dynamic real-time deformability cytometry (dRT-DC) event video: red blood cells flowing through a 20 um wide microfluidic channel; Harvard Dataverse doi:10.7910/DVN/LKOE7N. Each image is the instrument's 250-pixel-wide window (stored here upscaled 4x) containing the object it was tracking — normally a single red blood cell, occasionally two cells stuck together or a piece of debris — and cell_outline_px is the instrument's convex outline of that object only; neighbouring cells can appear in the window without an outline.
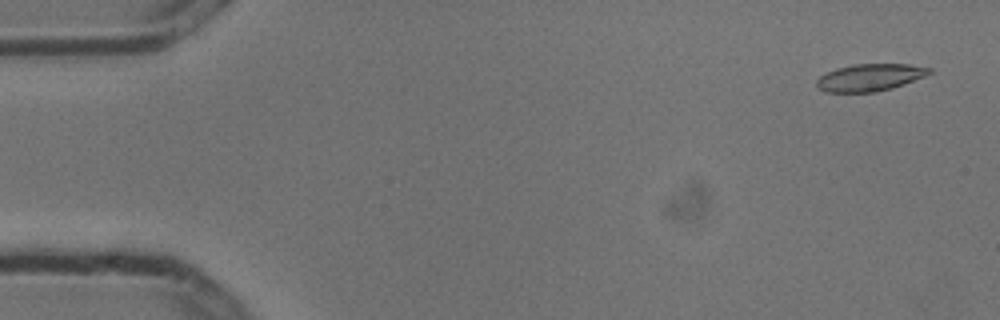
{"species": "common noctule bat (a hibernating species)", "species_latin": "Nyctalus noctula", "temperature_condition": "cold", "stored_images_in_passage": 9, "camera_frame_rate_fps": 3000, "um_per_image_px": 0.085, "animal": {"sex": "male", "body_mass_g": 13.3}, "frame": {"image": 1, "passage_image": 1, "time_ms": 0.0, "image_size_px": [1000, 320], "cell_outline_px": [[932, 72], [924, 76], [904, 84], [892, 88], [876, 92], [828, 92], [820, 88], [816, 84], [816, 80], [820, 76], [836, 68], [856, 64], [908, 64], [932, 68]], "centroid_in_image_um": [73.96, 6.58], "position_along_channel_um": 11.0, "area_um2": 17.69}}
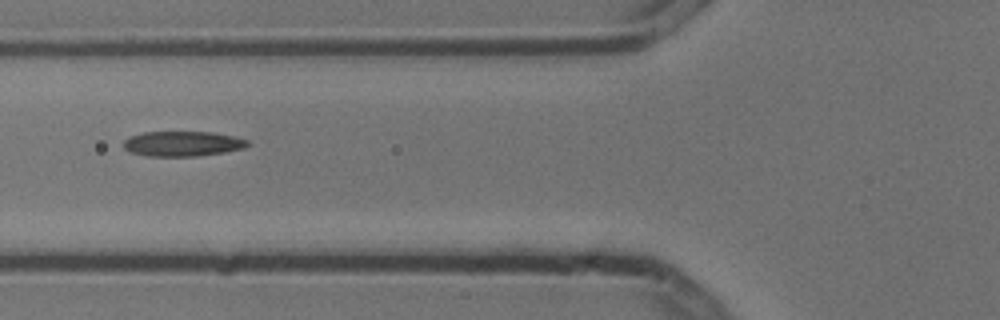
{"frame": {"image": 2, "passage_image": 6, "time_ms": 1.667, "image_size_px": [1000, 320], "cell_outline_px": [[248, 144], [244, 148], [224, 152], [196, 156], [152, 156], [132, 152], [124, 148], [124, 140], [128, 136], [144, 132], [212, 132], [232, 136], [248, 140]], "centroid_in_image_um": [15.5, 12.21], "position_along_channel_um": 110.3, "area_um2": 17.92}}
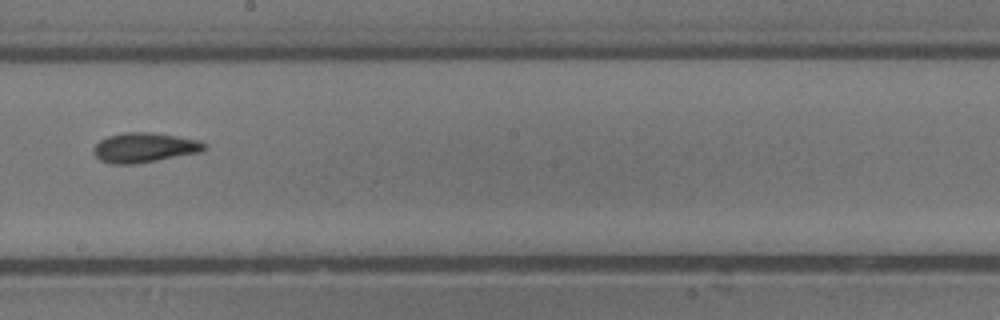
{"frame": {"image": 3, "passage_image": 9, "time_ms": 2.667, "image_size_px": [1000, 320], "cell_outline_px": [[208, 148], [200, 152], [136, 164], [108, 164], [100, 160], [92, 152], [92, 148], [100, 140], [108, 136], [124, 132], [148, 132], [200, 140], [208, 144]], "centroid_in_image_um": [12.26, 12.55], "position_along_channel_um": 235.9, "area_um2": 19.31}}